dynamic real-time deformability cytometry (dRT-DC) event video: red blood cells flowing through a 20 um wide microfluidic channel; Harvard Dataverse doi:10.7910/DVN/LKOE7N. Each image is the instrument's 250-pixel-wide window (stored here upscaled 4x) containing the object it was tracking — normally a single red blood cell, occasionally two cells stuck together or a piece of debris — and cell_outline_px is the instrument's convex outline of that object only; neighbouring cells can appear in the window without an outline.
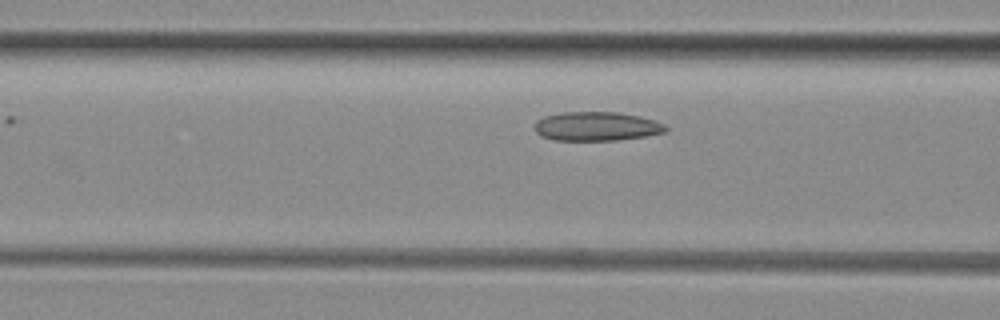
{"species": "common noctule bat (a hibernating species)", "species_latin": "Nyctalus noctula", "temperature_condition": "room temperature", "stored_images_in_passage": 4, "camera_frame_rate_fps": 3000, "um_per_image_px": 0.085, "animal": {"sex": "female", "body_mass_g": 29.2, "forearm_length_mm": 56.3}, "frame": {"image": 1, "passage_image": 3, "time_ms": 2.333, "image_size_px": [1000, 320], "cell_outline_px": [[668, 132], [644, 136], [616, 140], [556, 140], [540, 136], [536, 132], [536, 120], [544, 116], [560, 112], [620, 112], [640, 116], [664, 124], [668, 128]], "centroid_in_image_um": [50.71, 10.73], "position_along_channel_um": 115.9, "area_um2": 22.2}}